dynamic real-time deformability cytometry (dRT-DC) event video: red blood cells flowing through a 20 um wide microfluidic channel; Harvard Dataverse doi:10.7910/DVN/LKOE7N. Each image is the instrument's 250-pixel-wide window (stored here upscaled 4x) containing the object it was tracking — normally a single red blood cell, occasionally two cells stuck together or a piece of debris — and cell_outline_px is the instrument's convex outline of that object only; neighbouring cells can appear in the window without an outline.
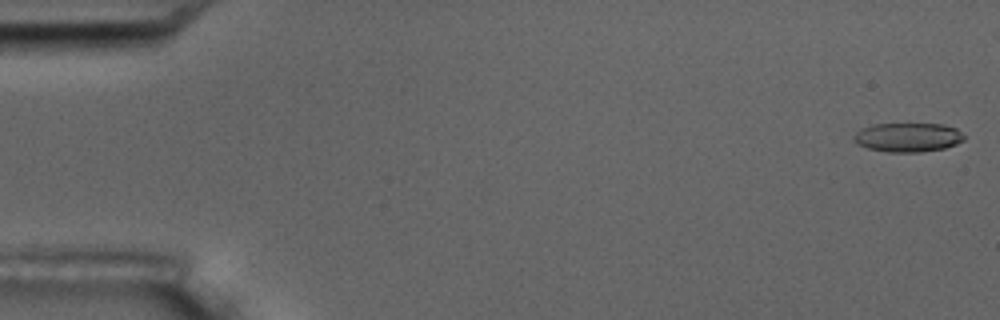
{"species": "common noctule bat (a hibernating species)", "species_latin": "Nyctalus noctula", "temperature_condition": "room temperature", "stored_images_in_passage": 6, "camera_frame_rate_fps": 3000, "um_per_image_px": 0.085, "animal": {"sex": "male", "body_mass_g": 17.5, "forearm_length_mm": 52.3}, "frame": {"image": 1, "passage_image": 1, "time_ms": 0.0, "image_size_px": [1000, 320], "cell_outline_px": [[964, 140], [956, 144], [944, 148], [920, 152], [888, 152], [868, 148], [852, 140], [852, 136], [860, 128], [872, 124], [944, 124], [956, 128], [964, 136]], "centroid_in_image_um": [77.15, 11.66], "position_along_channel_um": 7.9, "area_um2": 18.73}}